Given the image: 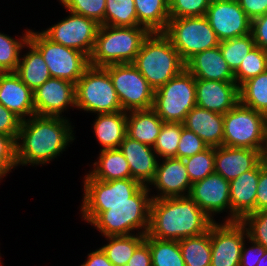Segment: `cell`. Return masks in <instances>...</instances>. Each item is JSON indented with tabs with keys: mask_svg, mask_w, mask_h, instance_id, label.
<instances>
[{
	"mask_svg": "<svg viewBox=\"0 0 267 266\" xmlns=\"http://www.w3.org/2000/svg\"><path fill=\"white\" fill-rule=\"evenodd\" d=\"M33 96L35 114L38 116L71 119L70 111L76 110L75 84L64 79L49 78L33 91Z\"/></svg>",
	"mask_w": 267,
	"mask_h": 266,
	"instance_id": "cell-16",
	"label": "cell"
},
{
	"mask_svg": "<svg viewBox=\"0 0 267 266\" xmlns=\"http://www.w3.org/2000/svg\"><path fill=\"white\" fill-rule=\"evenodd\" d=\"M104 25L140 26L135 11L134 0H106Z\"/></svg>",
	"mask_w": 267,
	"mask_h": 266,
	"instance_id": "cell-36",
	"label": "cell"
},
{
	"mask_svg": "<svg viewBox=\"0 0 267 266\" xmlns=\"http://www.w3.org/2000/svg\"><path fill=\"white\" fill-rule=\"evenodd\" d=\"M259 181V164L229 181L231 222L241 221L256 211V191Z\"/></svg>",
	"mask_w": 267,
	"mask_h": 266,
	"instance_id": "cell-22",
	"label": "cell"
},
{
	"mask_svg": "<svg viewBox=\"0 0 267 266\" xmlns=\"http://www.w3.org/2000/svg\"><path fill=\"white\" fill-rule=\"evenodd\" d=\"M183 123L164 122L153 146L159 159L176 158Z\"/></svg>",
	"mask_w": 267,
	"mask_h": 266,
	"instance_id": "cell-38",
	"label": "cell"
},
{
	"mask_svg": "<svg viewBox=\"0 0 267 266\" xmlns=\"http://www.w3.org/2000/svg\"><path fill=\"white\" fill-rule=\"evenodd\" d=\"M209 146L193 131L182 128L181 137L176 152L177 159H185L207 149Z\"/></svg>",
	"mask_w": 267,
	"mask_h": 266,
	"instance_id": "cell-45",
	"label": "cell"
},
{
	"mask_svg": "<svg viewBox=\"0 0 267 266\" xmlns=\"http://www.w3.org/2000/svg\"><path fill=\"white\" fill-rule=\"evenodd\" d=\"M195 106V78L186 68L154 91L152 109L164 122L183 123Z\"/></svg>",
	"mask_w": 267,
	"mask_h": 266,
	"instance_id": "cell-8",
	"label": "cell"
},
{
	"mask_svg": "<svg viewBox=\"0 0 267 266\" xmlns=\"http://www.w3.org/2000/svg\"><path fill=\"white\" fill-rule=\"evenodd\" d=\"M205 17L220 42L251 33V19L239 2L211 0Z\"/></svg>",
	"mask_w": 267,
	"mask_h": 266,
	"instance_id": "cell-17",
	"label": "cell"
},
{
	"mask_svg": "<svg viewBox=\"0 0 267 266\" xmlns=\"http://www.w3.org/2000/svg\"><path fill=\"white\" fill-rule=\"evenodd\" d=\"M150 31L143 26L125 27L100 25L89 64L105 67L133 63Z\"/></svg>",
	"mask_w": 267,
	"mask_h": 266,
	"instance_id": "cell-5",
	"label": "cell"
},
{
	"mask_svg": "<svg viewBox=\"0 0 267 266\" xmlns=\"http://www.w3.org/2000/svg\"><path fill=\"white\" fill-rule=\"evenodd\" d=\"M84 262H81L78 266H113V264L108 260L105 253L99 247L90 250L85 256Z\"/></svg>",
	"mask_w": 267,
	"mask_h": 266,
	"instance_id": "cell-52",
	"label": "cell"
},
{
	"mask_svg": "<svg viewBox=\"0 0 267 266\" xmlns=\"http://www.w3.org/2000/svg\"><path fill=\"white\" fill-rule=\"evenodd\" d=\"M259 163L258 150L223 145L215 147L214 170L228 181L254 169Z\"/></svg>",
	"mask_w": 267,
	"mask_h": 266,
	"instance_id": "cell-23",
	"label": "cell"
},
{
	"mask_svg": "<svg viewBox=\"0 0 267 266\" xmlns=\"http://www.w3.org/2000/svg\"><path fill=\"white\" fill-rule=\"evenodd\" d=\"M211 0H170V18L205 16Z\"/></svg>",
	"mask_w": 267,
	"mask_h": 266,
	"instance_id": "cell-43",
	"label": "cell"
},
{
	"mask_svg": "<svg viewBox=\"0 0 267 266\" xmlns=\"http://www.w3.org/2000/svg\"><path fill=\"white\" fill-rule=\"evenodd\" d=\"M152 266H185L178 240H160L146 234Z\"/></svg>",
	"mask_w": 267,
	"mask_h": 266,
	"instance_id": "cell-35",
	"label": "cell"
},
{
	"mask_svg": "<svg viewBox=\"0 0 267 266\" xmlns=\"http://www.w3.org/2000/svg\"><path fill=\"white\" fill-rule=\"evenodd\" d=\"M191 181L183 159H159L156 174L148 185L152 199L186 197L191 190Z\"/></svg>",
	"mask_w": 267,
	"mask_h": 266,
	"instance_id": "cell-18",
	"label": "cell"
},
{
	"mask_svg": "<svg viewBox=\"0 0 267 266\" xmlns=\"http://www.w3.org/2000/svg\"><path fill=\"white\" fill-rule=\"evenodd\" d=\"M267 70V52L255 46L246 55L239 68L234 72L235 82L240 86L246 80Z\"/></svg>",
	"mask_w": 267,
	"mask_h": 266,
	"instance_id": "cell-39",
	"label": "cell"
},
{
	"mask_svg": "<svg viewBox=\"0 0 267 266\" xmlns=\"http://www.w3.org/2000/svg\"><path fill=\"white\" fill-rule=\"evenodd\" d=\"M163 33L170 39L184 63L195 54L220 44L205 16L170 18Z\"/></svg>",
	"mask_w": 267,
	"mask_h": 266,
	"instance_id": "cell-9",
	"label": "cell"
},
{
	"mask_svg": "<svg viewBox=\"0 0 267 266\" xmlns=\"http://www.w3.org/2000/svg\"><path fill=\"white\" fill-rule=\"evenodd\" d=\"M185 266H210V228L207 232L178 241Z\"/></svg>",
	"mask_w": 267,
	"mask_h": 266,
	"instance_id": "cell-32",
	"label": "cell"
},
{
	"mask_svg": "<svg viewBox=\"0 0 267 266\" xmlns=\"http://www.w3.org/2000/svg\"><path fill=\"white\" fill-rule=\"evenodd\" d=\"M247 229L240 222H214L210 226V266H239Z\"/></svg>",
	"mask_w": 267,
	"mask_h": 266,
	"instance_id": "cell-15",
	"label": "cell"
},
{
	"mask_svg": "<svg viewBox=\"0 0 267 266\" xmlns=\"http://www.w3.org/2000/svg\"><path fill=\"white\" fill-rule=\"evenodd\" d=\"M151 195L148 186H142L128 203L112 204L91 224L99 237L146 235L149 229Z\"/></svg>",
	"mask_w": 267,
	"mask_h": 266,
	"instance_id": "cell-3",
	"label": "cell"
},
{
	"mask_svg": "<svg viewBox=\"0 0 267 266\" xmlns=\"http://www.w3.org/2000/svg\"><path fill=\"white\" fill-rule=\"evenodd\" d=\"M240 222L247 229L248 237L267 250V210L252 212Z\"/></svg>",
	"mask_w": 267,
	"mask_h": 266,
	"instance_id": "cell-42",
	"label": "cell"
},
{
	"mask_svg": "<svg viewBox=\"0 0 267 266\" xmlns=\"http://www.w3.org/2000/svg\"><path fill=\"white\" fill-rule=\"evenodd\" d=\"M239 4L251 20L267 13V0H240Z\"/></svg>",
	"mask_w": 267,
	"mask_h": 266,
	"instance_id": "cell-50",
	"label": "cell"
},
{
	"mask_svg": "<svg viewBox=\"0 0 267 266\" xmlns=\"http://www.w3.org/2000/svg\"><path fill=\"white\" fill-rule=\"evenodd\" d=\"M133 65L157 90L185 69V63L163 32H150L136 55Z\"/></svg>",
	"mask_w": 267,
	"mask_h": 266,
	"instance_id": "cell-4",
	"label": "cell"
},
{
	"mask_svg": "<svg viewBox=\"0 0 267 266\" xmlns=\"http://www.w3.org/2000/svg\"><path fill=\"white\" fill-rule=\"evenodd\" d=\"M76 110L96 114L122 111L115 88L103 67L89 66L75 84Z\"/></svg>",
	"mask_w": 267,
	"mask_h": 266,
	"instance_id": "cell-7",
	"label": "cell"
},
{
	"mask_svg": "<svg viewBox=\"0 0 267 266\" xmlns=\"http://www.w3.org/2000/svg\"><path fill=\"white\" fill-rule=\"evenodd\" d=\"M265 251L266 249L261 244L247 236L242 246L239 266H256Z\"/></svg>",
	"mask_w": 267,
	"mask_h": 266,
	"instance_id": "cell-46",
	"label": "cell"
},
{
	"mask_svg": "<svg viewBox=\"0 0 267 266\" xmlns=\"http://www.w3.org/2000/svg\"><path fill=\"white\" fill-rule=\"evenodd\" d=\"M32 27H25L15 36L0 30V73L16 72L23 46L28 42ZM20 34V35H19Z\"/></svg>",
	"mask_w": 267,
	"mask_h": 266,
	"instance_id": "cell-33",
	"label": "cell"
},
{
	"mask_svg": "<svg viewBox=\"0 0 267 266\" xmlns=\"http://www.w3.org/2000/svg\"><path fill=\"white\" fill-rule=\"evenodd\" d=\"M138 24L150 32H163L170 19L168 0H134Z\"/></svg>",
	"mask_w": 267,
	"mask_h": 266,
	"instance_id": "cell-30",
	"label": "cell"
},
{
	"mask_svg": "<svg viewBox=\"0 0 267 266\" xmlns=\"http://www.w3.org/2000/svg\"><path fill=\"white\" fill-rule=\"evenodd\" d=\"M267 117L238 102L223 114V146L259 150Z\"/></svg>",
	"mask_w": 267,
	"mask_h": 266,
	"instance_id": "cell-11",
	"label": "cell"
},
{
	"mask_svg": "<svg viewBox=\"0 0 267 266\" xmlns=\"http://www.w3.org/2000/svg\"><path fill=\"white\" fill-rule=\"evenodd\" d=\"M65 17L41 31L53 42L79 50L88 57L92 54L100 24L95 20L65 9Z\"/></svg>",
	"mask_w": 267,
	"mask_h": 266,
	"instance_id": "cell-13",
	"label": "cell"
},
{
	"mask_svg": "<svg viewBox=\"0 0 267 266\" xmlns=\"http://www.w3.org/2000/svg\"><path fill=\"white\" fill-rule=\"evenodd\" d=\"M258 151L260 164L267 168V124L264 128L263 139Z\"/></svg>",
	"mask_w": 267,
	"mask_h": 266,
	"instance_id": "cell-53",
	"label": "cell"
},
{
	"mask_svg": "<svg viewBox=\"0 0 267 266\" xmlns=\"http://www.w3.org/2000/svg\"><path fill=\"white\" fill-rule=\"evenodd\" d=\"M183 126L193 131L209 147H220L223 145V114L210 111L199 106L192 108Z\"/></svg>",
	"mask_w": 267,
	"mask_h": 266,
	"instance_id": "cell-25",
	"label": "cell"
},
{
	"mask_svg": "<svg viewBox=\"0 0 267 266\" xmlns=\"http://www.w3.org/2000/svg\"><path fill=\"white\" fill-rule=\"evenodd\" d=\"M28 41L41 53L51 77L76 84L90 66L86 54L53 42L41 30L31 29Z\"/></svg>",
	"mask_w": 267,
	"mask_h": 266,
	"instance_id": "cell-10",
	"label": "cell"
},
{
	"mask_svg": "<svg viewBox=\"0 0 267 266\" xmlns=\"http://www.w3.org/2000/svg\"><path fill=\"white\" fill-rule=\"evenodd\" d=\"M196 105L225 114L239 102V86L236 82L195 79Z\"/></svg>",
	"mask_w": 267,
	"mask_h": 266,
	"instance_id": "cell-19",
	"label": "cell"
},
{
	"mask_svg": "<svg viewBox=\"0 0 267 266\" xmlns=\"http://www.w3.org/2000/svg\"><path fill=\"white\" fill-rule=\"evenodd\" d=\"M185 68L195 79L235 82L234 72L219 46L195 54L185 63Z\"/></svg>",
	"mask_w": 267,
	"mask_h": 266,
	"instance_id": "cell-24",
	"label": "cell"
},
{
	"mask_svg": "<svg viewBox=\"0 0 267 266\" xmlns=\"http://www.w3.org/2000/svg\"><path fill=\"white\" fill-rule=\"evenodd\" d=\"M239 102L267 117V70L239 86Z\"/></svg>",
	"mask_w": 267,
	"mask_h": 266,
	"instance_id": "cell-34",
	"label": "cell"
},
{
	"mask_svg": "<svg viewBox=\"0 0 267 266\" xmlns=\"http://www.w3.org/2000/svg\"><path fill=\"white\" fill-rule=\"evenodd\" d=\"M183 160L191 183L202 180L215 172V147H208L204 151Z\"/></svg>",
	"mask_w": 267,
	"mask_h": 266,
	"instance_id": "cell-40",
	"label": "cell"
},
{
	"mask_svg": "<svg viewBox=\"0 0 267 266\" xmlns=\"http://www.w3.org/2000/svg\"><path fill=\"white\" fill-rule=\"evenodd\" d=\"M119 149L129 164L131 178L144 186H148L155 177L159 161L153 147L126 135Z\"/></svg>",
	"mask_w": 267,
	"mask_h": 266,
	"instance_id": "cell-21",
	"label": "cell"
},
{
	"mask_svg": "<svg viewBox=\"0 0 267 266\" xmlns=\"http://www.w3.org/2000/svg\"><path fill=\"white\" fill-rule=\"evenodd\" d=\"M92 120V129L99 151L119 148L127 130V112L96 114Z\"/></svg>",
	"mask_w": 267,
	"mask_h": 266,
	"instance_id": "cell-26",
	"label": "cell"
},
{
	"mask_svg": "<svg viewBox=\"0 0 267 266\" xmlns=\"http://www.w3.org/2000/svg\"><path fill=\"white\" fill-rule=\"evenodd\" d=\"M164 121L151 108L147 110H133L127 112L128 137L140 143L154 146Z\"/></svg>",
	"mask_w": 267,
	"mask_h": 266,
	"instance_id": "cell-28",
	"label": "cell"
},
{
	"mask_svg": "<svg viewBox=\"0 0 267 266\" xmlns=\"http://www.w3.org/2000/svg\"><path fill=\"white\" fill-rule=\"evenodd\" d=\"M82 199L78 208L81 221L90 225L103 211L112 204L128 203L131 197L143 186L132 178L102 181L91 178L85 170L80 178Z\"/></svg>",
	"mask_w": 267,
	"mask_h": 266,
	"instance_id": "cell-6",
	"label": "cell"
},
{
	"mask_svg": "<svg viewBox=\"0 0 267 266\" xmlns=\"http://www.w3.org/2000/svg\"><path fill=\"white\" fill-rule=\"evenodd\" d=\"M116 90L122 111L147 110L153 107L154 89L133 63L103 67Z\"/></svg>",
	"mask_w": 267,
	"mask_h": 266,
	"instance_id": "cell-12",
	"label": "cell"
},
{
	"mask_svg": "<svg viewBox=\"0 0 267 266\" xmlns=\"http://www.w3.org/2000/svg\"><path fill=\"white\" fill-rule=\"evenodd\" d=\"M144 234L128 236H107L100 245L108 260L113 265H126L136 248L145 240ZM104 243V244H103Z\"/></svg>",
	"mask_w": 267,
	"mask_h": 266,
	"instance_id": "cell-31",
	"label": "cell"
},
{
	"mask_svg": "<svg viewBox=\"0 0 267 266\" xmlns=\"http://www.w3.org/2000/svg\"><path fill=\"white\" fill-rule=\"evenodd\" d=\"M256 266H267V250L265 251V254L261 257V259L258 261Z\"/></svg>",
	"mask_w": 267,
	"mask_h": 266,
	"instance_id": "cell-54",
	"label": "cell"
},
{
	"mask_svg": "<svg viewBox=\"0 0 267 266\" xmlns=\"http://www.w3.org/2000/svg\"><path fill=\"white\" fill-rule=\"evenodd\" d=\"M2 255H1V249H0V266H4L3 260H2Z\"/></svg>",
	"mask_w": 267,
	"mask_h": 266,
	"instance_id": "cell-55",
	"label": "cell"
},
{
	"mask_svg": "<svg viewBox=\"0 0 267 266\" xmlns=\"http://www.w3.org/2000/svg\"><path fill=\"white\" fill-rule=\"evenodd\" d=\"M229 1H232V2H239L240 0H229Z\"/></svg>",
	"mask_w": 267,
	"mask_h": 266,
	"instance_id": "cell-56",
	"label": "cell"
},
{
	"mask_svg": "<svg viewBox=\"0 0 267 266\" xmlns=\"http://www.w3.org/2000/svg\"><path fill=\"white\" fill-rule=\"evenodd\" d=\"M188 196L213 222H231L229 181L222 175L213 172L192 183Z\"/></svg>",
	"mask_w": 267,
	"mask_h": 266,
	"instance_id": "cell-14",
	"label": "cell"
},
{
	"mask_svg": "<svg viewBox=\"0 0 267 266\" xmlns=\"http://www.w3.org/2000/svg\"><path fill=\"white\" fill-rule=\"evenodd\" d=\"M72 120L38 115L22 120L16 139L18 169L23 166L36 170L60 159L77 139Z\"/></svg>",
	"mask_w": 267,
	"mask_h": 266,
	"instance_id": "cell-1",
	"label": "cell"
},
{
	"mask_svg": "<svg viewBox=\"0 0 267 266\" xmlns=\"http://www.w3.org/2000/svg\"><path fill=\"white\" fill-rule=\"evenodd\" d=\"M251 34L255 46L267 50V13L251 20Z\"/></svg>",
	"mask_w": 267,
	"mask_h": 266,
	"instance_id": "cell-48",
	"label": "cell"
},
{
	"mask_svg": "<svg viewBox=\"0 0 267 266\" xmlns=\"http://www.w3.org/2000/svg\"><path fill=\"white\" fill-rule=\"evenodd\" d=\"M62 9L95 20L104 25L106 0H57Z\"/></svg>",
	"mask_w": 267,
	"mask_h": 266,
	"instance_id": "cell-41",
	"label": "cell"
},
{
	"mask_svg": "<svg viewBox=\"0 0 267 266\" xmlns=\"http://www.w3.org/2000/svg\"><path fill=\"white\" fill-rule=\"evenodd\" d=\"M15 73L32 91L51 78L41 53L29 41L22 48Z\"/></svg>",
	"mask_w": 267,
	"mask_h": 266,
	"instance_id": "cell-29",
	"label": "cell"
},
{
	"mask_svg": "<svg viewBox=\"0 0 267 266\" xmlns=\"http://www.w3.org/2000/svg\"><path fill=\"white\" fill-rule=\"evenodd\" d=\"M126 266H152L150 248L145 241L136 248Z\"/></svg>",
	"mask_w": 267,
	"mask_h": 266,
	"instance_id": "cell-51",
	"label": "cell"
},
{
	"mask_svg": "<svg viewBox=\"0 0 267 266\" xmlns=\"http://www.w3.org/2000/svg\"><path fill=\"white\" fill-rule=\"evenodd\" d=\"M21 119L0 103V133L17 139Z\"/></svg>",
	"mask_w": 267,
	"mask_h": 266,
	"instance_id": "cell-47",
	"label": "cell"
},
{
	"mask_svg": "<svg viewBox=\"0 0 267 266\" xmlns=\"http://www.w3.org/2000/svg\"><path fill=\"white\" fill-rule=\"evenodd\" d=\"M267 210V168L259 163V181L256 191V211Z\"/></svg>",
	"mask_w": 267,
	"mask_h": 266,
	"instance_id": "cell-49",
	"label": "cell"
},
{
	"mask_svg": "<svg viewBox=\"0 0 267 266\" xmlns=\"http://www.w3.org/2000/svg\"><path fill=\"white\" fill-rule=\"evenodd\" d=\"M219 47L223 58L231 70L235 72L249 51L255 47V42L250 33L246 36L221 41Z\"/></svg>",
	"mask_w": 267,
	"mask_h": 266,
	"instance_id": "cell-37",
	"label": "cell"
},
{
	"mask_svg": "<svg viewBox=\"0 0 267 266\" xmlns=\"http://www.w3.org/2000/svg\"><path fill=\"white\" fill-rule=\"evenodd\" d=\"M15 169L18 170L16 139L0 133V183H3Z\"/></svg>",
	"mask_w": 267,
	"mask_h": 266,
	"instance_id": "cell-44",
	"label": "cell"
},
{
	"mask_svg": "<svg viewBox=\"0 0 267 266\" xmlns=\"http://www.w3.org/2000/svg\"><path fill=\"white\" fill-rule=\"evenodd\" d=\"M94 158L86 172L91 178L102 181L131 178L129 164L119 148L98 151Z\"/></svg>",
	"mask_w": 267,
	"mask_h": 266,
	"instance_id": "cell-27",
	"label": "cell"
},
{
	"mask_svg": "<svg viewBox=\"0 0 267 266\" xmlns=\"http://www.w3.org/2000/svg\"><path fill=\"white\" fill-rule=\"evenodd\" d=\"M0 103L21 120L36 115L33 91L15 72L0 73Z\"/></svg>",
	"mask_w": 267,
	"mask_h": 266,
	"instance_id": "cell-20",
	"label": "cell"
},
{
	"mask_svg": "<svg viewBox=\"0 0 267 266\" xmlns=\"http://www.w3.org/2000/svg\"><path fill=\"white\" fill-rule=\"evenodd\" d=\"M213 223L189 196L152 199L147 235L179 241L207 232Z\"/></svg>",
	"mask_w": 267,
	"mask_h": 266,
	"instance_id": "cell-2",
	"label": "cell"
}]
</instances>
